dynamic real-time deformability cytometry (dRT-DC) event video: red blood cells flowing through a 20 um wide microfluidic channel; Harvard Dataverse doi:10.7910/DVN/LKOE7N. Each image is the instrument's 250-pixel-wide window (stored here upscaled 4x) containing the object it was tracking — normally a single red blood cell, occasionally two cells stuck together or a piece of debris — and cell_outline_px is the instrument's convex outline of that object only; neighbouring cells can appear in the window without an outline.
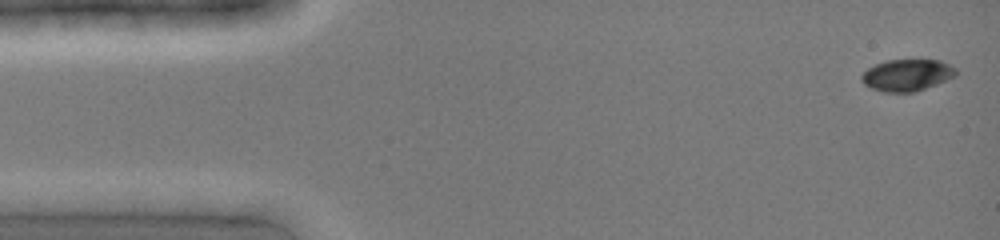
{"species": "common noctule bat (a hibernating species)", "species_latin": "Nyctalus noctula", "temperature_condition": "cold", "stored_images_in_passage": 5, "camera_frame_rate_fps": 3000, "um_per_image_px": 0.085, "animal": {"sex": "female", "body_mass_g": 19.0, "forearm_length_mm": 51.5}, "frame": {"image": 1, "passage_image": 1, "time_ms": 0.0, "image_size_px": [1000, 240], "cell_outline_px": [[956, 76], [916, 92], [884, 92], [872, 88], [864, 84], [860, 80], [860, 76], [868, 68], [876, 64], [888, 60], [940, 60], [956, 68]], "centroid_in_image_um": [77.09, 6.39], "position_along_channel_um": 7.9, "area_um2": 17.4}}